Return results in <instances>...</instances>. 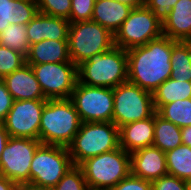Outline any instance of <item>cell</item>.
Wrapping results in <instances>:
<instances>
[{"label": "cell", "instance_id": "7c38bea8", "mask_svg": "<svg viewBox=\"0 0 191 190\" xmlns=\"http://www.w3.org/2000/svg\"><path fill=\"white\" fill-rule=\"evenodd\" d=\"M46 100L70 99L78 81L73 62L30 64Z\"/></svg>", "mask_w": 191, "mask_h": 190}, {"label": "cell", "instance_id": "ba28073f", "mask_svg": "<svg viewBox=\"0 0 191 190\" xmlns=\"http://www.w3.org/2000/svg\"><path fill=\"white\" fill-rule=\"evenodd\" d=\"M67 147L40 144L30 165V184L53 188L73 167Z\"/></svg>", "mask_w": 191, "mask_h": 190}, {"label": "cell", "instance_id": "4316f807", "mask_svg": "<svg viewBox=\"0 0 191 190\" xmlns=\"http://www.w3.org/2000/svg\"><path fill=\"white\" fill-rule=\"evenodd\" d=\"M157 113L180 128L191 126V98L165 104Z\"/></svg>", "mask_w": 191, "mask_h": 190}, {"label": "cell", "instance_id": "d6986e66", "mask_svg": "<svg viewBox=\"0 0 191 190\" xmlns=\"http://www.w3.org/2000/svg\"><path fill=\"white\" fill-rule=\"evenodd\" d=\"M132 9L133 7L116 0H96L91 20L115 35Z\"/></svg>", "mask_w": 191, "mask_h": 190}, {"label": "cell", "instance_id": "83f0119b", "mask_svg": "<svg viewBox=\"0 0 191 190\" xmlns=\"http://www.w3.org/2000/svg\"><path fill=\"white\" fill-rule=\"evenodd\" d=\"M26 63V57L8 47L0 45V79L11 74Z\"/></svg>", "mask_w": 191, "mask_h": 190}, {"label": "cell", "instance_id": "5bb4252c", "mask_svg": "<svg viewBox=\"0 0 191 190\" xmlns=\"http://www.w3.org/2000/svg\"><path fill=\"white\" fill-rule=\"evenodd\" d=\"M130 167L132 175L150 182L168 174L165 152L153 145L131 153Z\"/></svg>", "mask_w": 191, "mask_h": 190}, {"label": "cell", "instance_id": "52a82bcc", "mask_svg": "<svg viewBox=\"0 0 191 190\" xmlns=\"http://www.w3.org/2000/svg\"><path fill=\"white\" fill-rule=\"evenodd\" d=\"M112 122L120 126L151 117L156 111L153 94L126 81L113 89Z\"/></svg>", "mask_w": 191, "mask_h": 190}, {"label": "cell", "instance_id": "f546056e", "mask_svg": "<svg viewBox=\"0 0 191 190\" xmlns=\"http://www.w3.org/2000/svg\"><path fill=\"white\" fill-rule=\"evenodd\" d=\"M38 12L69 20L71 0H36Z\"/></svg>", "mask_w": 191, "mask_h": 190}, {"label": "cell", "instance_id": "8992f818", "mask_svg": "<svg viewBox=\"0 0 191 190\" xmlns=\"http://www.w3.org/2000/svg\"><path fill=\"white\" fill-rule=\"evenodd\" d=\"M114 35L92 20L70 23L68 50L70 60L76 65L95 54L106 53L114 47Z\"/></svg>", "mask_w": 191, "mask_h": 190}, {"label": "cell", "instance_id": "44dd1931", "mask_svg": "<svg viewBox=\"0 0 191 190\" xmlns=\"http://www.w3.org/2000/svg\"><path fill=\"white\" fill-rule=\"evenodd\" d=\"M37 13L36 0H0V33L9 24L27 25Z\"/></svg>", "mask_w": 191, "mask_h": 190}, {"label": "cell", "instance_id": "484cf974", "mask_svg": "<svg viewBox=\"0 0 191 190\" xmlns=\"http://www.w3.org/2000/svg\"><path fill=\"white\" fill-rule=\"evenodd\" d=\"M0 45L20 52L26 57L30 47L26 25L9 24L0 33Z\"/></svg>", "mask_w": 191, "mask_h": 190}, {"label": "cell", "instance_id": "ab89813d", "mask_svg": "<svg viewBox=\"0 0 191 190\" xmlns=\"http://www.w3.org/2000/svg\"><path fill=\"white\" fill-rule=\"evenodd\" d=\"M18 190H53V188L37 187L31 184L18 185Z\"/></svg>", "mask_w": 191, "mask_h": 190}, {"label": "cell", "instance_id": "4dcf8cb0", "mask_svg": "<svg viewBox=\"0 0 191 190\" xmlns=\"http://www.w3.org/2000/svg\"><path fill=\"white\" fill-rule=\"evenodd\" d=\"M96 0H71L70 23L90 21Z\"/></svg>", "mask_w": 191, "mask_h": 190}, {"label": "cell", "instance_id": "8fae6325", "mask_svg": "<svg viewBox=\"0 0 191 190\" xmlns=\"http://www.w3.org/2000/svg\"><path fill=\"white\" fill-rule=\"evenodd\" d=\"M40 140L9 137L0 157V175L17 185L30 184V165Z\"/></svg>", "mask_w": 191, "mask_h": 190}, {"label": "cell", "instance_id": "f1b7e54d", "mask_svg": "<svg viewBox=\"0 0 191 190\" xmlns=\"http://www.w3.org/2000/svg\"><path fill=\"white\" fill-rule=\"evenodd\" d=\"M53 190H88L82 169L76 165L71 167Z\"/></svg>", "mask_w": 191, "mask_h": 190}, {"label": "cell", "instance_id": "836d02e7", "mask_svg": "<svg viewBox=\"0 0 191 190\" xmlns=\"http://www.w3.org/2000/svg\"><path fill=\"white\" fill-rule=\"evenodd\" d=\"M109 190H151V182L131 173Z\"/></svg>", "mask_w": 191, "mask_h": 190}, {"label": "cell", "instance_id": "f35d334b", "mask_svg": "<svg viewBox=\"0 0 191 190\" xmlns=\"http://www.w3.org/2000/svg\"><path fill=\"white\" fill-rule=\"evenodd\" d=\"M116 1L123 3V4H126V5H129L133 8L143 6L145 3V0H116Z\"/></svg>", "mask_w": 191, "mask_h": 190}, {"label": "cell", "instance_id": "ac0fdd59", "mask_svg": "<svg viewBox=\"0 0 191 190\" xmlns=\"http://www.w3.org/2000/svg\"><path fill=\"white\" fill-rule=\"evenodd\" d=\"M162 33L176 41H191V0H178L162 23Z\"/></svg>", "mask_w": 191, "mask_h": 190}, {"label": "cell", "instance_id": "3957f363", "mask_svg": "<svg viewBox=\"0 0 191 190\" xmlns=\"http://www.w3.org/2000/svg\"><path fill=\"white\" fill-rule=\"evenodd\" d=\"M78 82L114 89L128 81V58L125 49L114 46L106 53H99L77 66Z\"/></svg>", "mask_w": 191, "mask_h": 190}, {"label": "cell", "instance_id": "d6a6232c", "mask_svg": "<svg viewBox=\"0 0 191 190\" xmlns=\"http://www.w3.org/2000/svg\"><path fill=\"white\" fill-rule=\"evenodd\" d=\"M178 0H145L144 5L163 23Z\"/></svg>", "mask_w": 191, "mask_h": 190}, {"label": "cell", "instance_id": "8d00e7d4", "mask_svg": "<svg viewBox=\"0 0 191 190\" xmlns=\"http://www.w3.org/2000/svg\"><path fill=\"white\" fill-rule=\"evenodd\" d=\"M0 190H18V185L12 180L0 175Z\"/></svg>", "mask_w": 191, "mask_h": 190}, {"label": "cell", "instance_id": "d4e9b609", "mask_svg": "<svg viewBox=\"0 0 191 190\" xmlns=\"http://www.w3.org/2000/svg\"><path fill=\"white\" fill-rule=\"evenodd\" d=\"M165 154L168 174L185 181L191 179V147L181 144Z\"/></svg>", "mask_w": 191, "mask_h": 190}, {"label": "cell", "instance_id": "2e32d148", "mask_svg": "<svg viewBox=\"0 0 191 190\" xmlns=\"http://www.w3.org/2000/svg\"><path fill=\"white\" fill-rule=\"evenodd\" d=\"M2 81L14 100L46 99L30 64L25 63L20 68L6 75Z\"/></svg>", "mask_w": 191, "mask_h": 190}, {"label": "cell", "instance_id": "60d3db41", "mask_svg": "<svg viewBox=\"0 0 191 190\" xmlns=\"http://www.w3.org/2000/svg\"><path fill=\"white\" fill-rule=\"evenodd\" d=\"M186 190H191V179L185 181Z\"/></svg>", "mask_w": 191, "mask_h": 190}, {"label": "cell", "instance_id": "6da1fadb", "mask_svg": "<svg viewBox=\"0 0 191 190\" xmlns=\"http://www.w3.org/2000/svg\"><path fill=\"white\" fill-rule=\"evenodd\" d=\"M176 42L162 35L143 46L127 50L128 81L153 93L171 78L170 58Z\"/></svg>", "mask_w": 191, "mask_h": 190}, {"label": "cell", "instance_id": "7402d4cb", "mask_svg": "<svg viewBox=\"0 0 191 190\" xmlns=\"http://www.w3.org/2000/svg\"><path fill=\"white\" fill-rule=\"evenodd\" d=\"M152 94L154 108L157 112L165 104L191 98V82L169 78Z\"/></svg>", "mask_w": 191, "mask_h": 190}, {"label": "cell", "instance_id": "5b68a950", "mask_svg": "<svg viewBox=\"0 0 191 190\" xmlns=\"http://www.w3.org/2000/svg\"><path fill=\"white\" fill-rule=\"evenodd\" d=\"M79 167L88 189L109 190L131 173L130 154L119 146L83 161Z\"/></svg>", "mask_w": 191, "mask_h": 190}, {"label": "cell", "instance_id": "74e56055", "mask_svg": "<svg viewBox=\"0 0 191 190\" xmlns=\"http://www.w3.org/2000/svg\"><path fill=\"white\" fill-rule=\"evenodd\" d=\"M181 139L184 145L191 147V126L181 128Z\"/></svg>", "mask_w": 191, "mask_h": 190}, {"label": "cell", "instance_id": "d590c367", "mask_svg": "<svg viewBox=\"0 0 191 190\" xmlns=\"http://www.w3.org/2000/svg\"><path fill=\"white\" fill-rule=\"evenodd\" d=\"M9 137V133L5 129L3 122H0V157L2 155L5 145L7 144Z\"/></svg>", "mask_w": 191, "mask_h": 190}, {"label": "cell", "instance_id": "e575fe53", "mask_svg": "<svg viewBox=\"0 0 191 190\" xmlns=\"http://www.w3.org/2000/svg\"><path fill=\"white\" fill-rule=\"evenodd\" d=\"M14 99L7 90L6 84L0 79V122H3L10 111Z\"/></svg>", "mask_w": 191, "mask_h": 190}, {"label": "cell", "instance_id": "cb8c5ba5", "mask_svg": "<svg viewBox=\"0 0 191 190\" xmlns=\"http://www.w3.org/2000/svg\"><path fill=\"white\" fill-rule=\"evenodd\" d=\"M171 78L191 82V41H177L171 51Z\"/></svg>", "mask_w": 191, "mask_h": 190}, {"label": "cell", "instance_id": "9a60e30c", "mask_svg": "<svg viewBox=\"0 0 191 190\" xmlns=\"http://www.w3.org/2000/svg\"><path fill=\"white\" fill-rule=\"evenodd\" d=\"M70 22L61 17H53L38 12L26 25L30 45L42 40H68Z\"/></svg>", "mask_w": 191, "mask_h": 190}, {"label": "cell", "instance_id": "1f68e13d", "mask_svg": "<svg viewBox=\"0 0 191 190\" xmlns=\"http://www.w3.org/2000/svg\"><path fill=\"white\" fill-rule=\"evenodd\" d=\"M151 190H186L185 180L166 174L151 182Z\"/></svg>", "mask_w": 191, "mask_h": 190}, {"label": "cell", "instance_id": "7a4b0ae2", "mask_svg": "<svg viewBox=\"0 0 191 190\" xmlns=\"http://www.w3.org/2000/svg\"><path fill=\"white\" fill-rule=\"evenodd\" d=\"M81 123L70 99L46 100L41 115L39 140L42 144L68 147Z\"/></svg>", "mask_w": 191, "mask_h": 190}, {"label": "cell", "instance_id": "30bf717a", "mask_svg": "<svg viewBox=\"0 0 191 190\" xmlns=\"http://www.w3.org/2000/svg\"><path fill=\"white\" fill-rule=\"evenodd\" d=\"M81 122H112L113 89L88 86L77 81L70 96Z\"/></svg>", "mask_w": 191, "mask_h": 190}, {"label": "cell", "instance_id": "e0dca14e", "mask_svg": "<svg viewBox=\"0 0 191 190\" xmlns=\"http://www.w3.org/2000/svg\"><path fill=\"white\" fill-rule=\"evenodd\" d=\"M154 142V114L146 119L119 127V146L129 154L152 146Z\"/></svg>", "mask_w": 191, "mask_h": 190}, {"label": "cell", "instance_id": "4fadbf2b", "mask_svg": "<svg viewBox=\"0 0 191 190\" xmlns=\"http://www.w3.org/2000/svg\"><path fill=\"white\" fill-rule=\"evenodd\" d=\"M45 104L46 99L14 100L3 121L9 136L39 140L41 115Z\"/></svg>", "mask_w": 191, "mask_h": 190}, {"label": "cell", "instance_id": "9c48e42d", "mask_svg": "<svg viewBox=\"0 0 191 190\" xmlns=\"http://www.w3.org/2000/svg\"><path fill=\"white\" fill-rule=\"evenodd\" d=\"M162 22L145 5L133 8L114 35V45L126 51L162 36Z\"/></svg>", "mask_w": 191, "mask_h": 190}, {"label": "cell", "instance_id": "ffe728a7", "mask_svg": "<svg viewBox=\"0 0 191 190\" xmlns=\"http://www.w3.org/2000/svg\"><path fill=\"white\" fill-rule=\"evenodd\" d=\"M72 62L69 57L68 40H42L30 45L26 63L44 64Z\"/></svg>", "mask_w": 191, "mask_h": 190}, {"label": "cell", "instance_id": "603a6c76", "mask_svg": "<svg viewBox=\"0 0 191 190\" xmlns=\"http://www.w3.org/2000/svg\"><path fill=\"white\" fill-rule=\"evenodd\" d=\"M181 144H183L181 139V128L155 112L153 146L158 147L161 151L166 153Z\"/></svg>", "mask_w": 191, "mask_h": 190}, {"label": "cell", "instance_id": "277c9868", "mask_svg": "<svg viewBox=\"0 0 191 190\" xmlns=\"http://www.w3.org/2000/svg\"><path fill=\"white\" fill-rule=\"evenodd\" d=\"M119 147V128L113 122H83L67 147L73 165Z\"/></svg>", "mask_w": 191, "mask_h": 190}]
</instances>
